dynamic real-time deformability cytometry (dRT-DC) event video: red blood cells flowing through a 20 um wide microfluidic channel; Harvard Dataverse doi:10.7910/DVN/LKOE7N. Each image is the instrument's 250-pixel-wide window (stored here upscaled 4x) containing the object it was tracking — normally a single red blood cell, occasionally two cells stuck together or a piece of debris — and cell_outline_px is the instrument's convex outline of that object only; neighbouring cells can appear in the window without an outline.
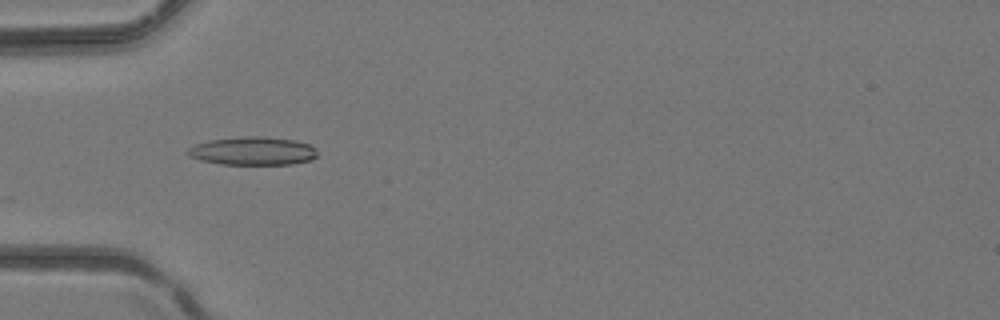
{"species": "common noctule bat (a hibernating species)", "species_latin": "Nyctalus noctula", "temperature_condition": "room temperature", "stored_images_in_passage": 4, "camera_frame_rate_fps": 3000, "um_per_image_px": 0.085, "animal": {"sex": "female", "body_mass_g": 24.6, "forearm_length_mm": 56.2}, "frame": {"image": 1, "passage_image": 4, "time_ms": 1.0, "image_size_px": [1000, 320], "cell_outline_px": [[316, 156], [312, 160], [288, 164], [220, 164], [200, 160], [188, 156], [184, 152], [188, 148], [196, 144], [208, 140], [244, 136], [260, 136], [296, 140], [308, 144], [316, 148]], "centroid_in_image_um": [21.45, 12.83], "position_along_channel_um": 63.6, "area_um2": 21.44}}